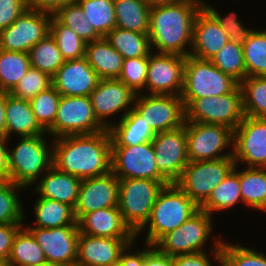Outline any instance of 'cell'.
I'll use <instances>...</instances> for the list:
<instances>
[{"mask_svg": "<svg viewBox=\"0 0 266 266\" xmlns=\"http://www.w3.org/2000/svg\"><path fill=\"white\" fill-rule=\"evenodd\" d=\"M234 166L233 157L189 161L175 183L200 207Z\"/></svg>", "mask_w": 266, "mask_h": 266, "instance_id": "cell-7", "label": "cell"}, {"mask_svg": "<svg viewBox=\"0 0 266 266\" xmlns=\"http://www.w3.org/2000/svg\"><path fill=\"white\" fill-rule=\"evenodd\" d=\"M61 24L73 30L86 43L98 40L101 36L90 25L77 2L68 3L53 15Z\"/></svg>", "mask_w": 266, "mask_h": 266, "instance_id": "cell-42", "label": "cell"}, {"mask_svg": "<svg viewBox=\"0 0 266 266\" xmlns=\"http://www.w3.org/2000/svg\"><path fill=\"white\" fill-rule=\"evenodd\" d=\"M50 86H52V77L50 75L30 67L9 94L13 97L30 101Z\"/></svg>", "mask_w": 266, "mask_h": 266, "instance_id": "cell-45", "label": "cell"}, {"mask_svg": "<svg viewBox=\"0 0 266 266\" xmlns=\"http://www.w3.org/2000/svg\"><path fill=\"white\" fill-rule=\"evenodd\" d=\"M136 94L118 79H99L90 99L97 120L106 128L109 122L105 119L112 114L124 111L125 116L133 107ZM106 121V122H105Z\"/></svg>", "mask_w": 266, "mask_h": 266, "instance_id": "cell-20", "label": "cell"}, {"mask_svg": "<svg viewBox=\"0 0 266 266\" xmlns=\"http://www.w3.org/2000/svg\"><path fill=\"white\" fill-rule=\"evenodd\" d=\"M34 190L39 197L66 203L75 208L81 179L76 176L58 170L52 166L47 170Z\"/></svg>", "mask_w": 266, "mask_h": 266, "instance_id": "cell-25", "label": "cell"}, {"mask_svg": "<svg viewBox=\"0 0 266 266\" xmlns=\"http://www.w3.org/2000/svg\"><path fill=\"white\" fill-rule=\"evenodd\" d=\"M85 58L99 79L119 78L124 59L105 37L86 44Z\"/></svg>", "mask_w": 266, "mask_h": 266, "instance_id": "cell-27", "label": "cell"}, {"mask_svg": "<svg viewBox=\"0 0 266 266\" xmlns=\"http://www.w3.org/2000/svg\"><path fill=\"white\" fill-rule=\"evenodd\" d=\"M182 1H187V0H144V2L149 7L166 5V4H175V3L182 2Z\"/></svg>", "mask_w": 266, "mask_h": 266, "instance_id": "cell-59", "label": "cell"}, {"mask_svg": "<svg viewBox=\"0 0 266 266\" xmlns=\"http://www.w3.org/2000/svg\"><path fill=\"white\" fill-rule=\"evenodd\" d=\"M27 8L25 0H0V31L9 27Z\"/></svg>", "mask_w": 266, "mask_h": 266, "instance_id": "cell-49", "label": "cell"}, {"mask_svg": "<svg viewBox=\"0 0 266 266\" xmlns=\"http://www.w3.org/2000/svg\"><path fill=\"white\" fill-rule=\"evenodd\" d=\"M53 166L79 179L111 172V137L108 129L88 135H68L54 139Z\"/></svg>", "mask_w": 266, "mask_h": 266, "instance_id": "cell-1", "label": "cell"}, {"mask_svg": "<svg viewBox=\"0 0 266 266\" xmlns=\"http://www.w3.org/2000/svg\"><path fill=\"white\" fill-rule=\"evenodd\" d=\"M152 146L159 172L170 183H175L189 162L184 125L174 130L156 133Z\"/></svg>", "mask_w": 266, "mask_h": 266, "instance_id": "cell-17", "label": "cell"}, {"mask_svg": "<svg viewBox=\"0 0 266 266\" xmlns=\"http://www.w3.org/2000/svg\"><path fill=\"white\" fill-rule=\"evenodd\" d=\"M239 83L215 67L210 60L188 55L184 66L181 99L186 108L194 99L231 93Z\"/></svg>", "mask_w": 266, "mask_h": 266, "instance_id": "cell-6", "label": "cell"}, {"mask_svg": "<svg viewBox=\"0 0 266 266\" xmlns=\"http://www.w3.org/2000/svg\"><path fill=\"white\" fill-rule=\"evenodd\" d=\"M121 252H99V266H116Z\"/></svg>", "mask_w": 266, "mask_h": 266, "instance_id": "cell-56", "label": "cell"}, {"mask_svg": "<svg viewBox=\"0 0 266 266\" xmlns=\"http://www.w3.org/2000/svg\"><path fill=\"white\" fill-rule=\"evenodd\" d=\"M72 2H76V0H32L28 7L54 15L59 9Z\"/></svg>", "mask_w": 266, "mask_h": 266, "instance_id": "cell-53", "label": "cell"}, {"mask_svg": "<svg viewBox=\"0 0 266 266\" xmlns=\"http://www.w3.org/2000/svg\"><path fill=\"white\" fill-rule=\"evenodd\" d=\"M237 165L228 173L225 179L210 193L208 199L199 207L212 215L215 211H221L237 205L242 201L240 191V171Z\"/></svg>", "mask_w": 266, "mask_h": 266, "instance_id": "cell-30", "label": "cell"}, {"mask_svg": "<svg viewBox=\"0 0 266 266\" xmlns=\"http://www.w3.org/2000/svg\"><path fill=\"white\" fill-rule=\"evenodd\" d=\"M212 215L199 209L179 228L163 235L153 246L162 254L176 256L204 252L212 232Z\"/></svg>", "mask_w": 266, "mask_h": 266, "instance_id": "cell-10", "label": "cell"}, {"mask_svg": "<svg viewBox=\"0 0 266 266\" xmlns=\"http://www.w3.org/2000/svg\"><path fill=\"white\" fill-rule=\"evenodd\" d=\"M52 15L28 7L6 29L0 31V49L26 52L50 33Z\"/></svg>", "mask_w": 266, "mask_h": 266, "instance_id": "cell-13", "label": "cell"}, {"mask_svg": "<svg viewBox=\"0 0 266 266\" xmlns=\"http://www.w3.org/2000/svg\"><path fill=\"white\" fill-rule=\"evenodd\" d=\"M90 25L105 37L116 27L114 0H76Z\"/></svg>", "mask_w": 266, "mask_h": 266, "instance_id": "cell-37", "label": "cell"}, {"mask_svg": "<svg viewBox=\"0 0 266 266\" xmlns=\"http://www.w3.org/2000/svg\"><path fill=\"white\" fill-rule=\"evenodd\" d=\"M106 130L97 120L90 96H61L54 124L46 131L54 138L88 135Z\"/></svg>", "mask_w": 266, "mask_h": 266, "instance_id": "cell-9", "label": "cell"}, {"mask_svg": "<svg viewBox=\"0 0 266 266\" xmlns=\"http://www.w3.org/2000/svg\"><path fill=\"white\" fill-rule=\"evenodd\" d=\"M5 103H6V92L0 90V137H5Z\"/></svg>", "mask_w": 266, "mask_h": 266, "instance_id": "cell-57", "label": "cell"}, {"mask_svg": "<svg viewBox=\"0 0 266 266\" xmlns=\"http://www.w3.org/2000/svg\"><path fill=\"white\" fill-rule=\"evenodd\" d=\"M30 67L28 53L0 49V90L9 93Z\"/></svg>", "mask_w": 266, "mask_h": 266, "instance_id": "cell-36", "label": "cell"}, {"mask_svg": "<svg viewBox=\"0 0 266 266\" xmlns=\"http://www.w3.org/2000/svg\"><path fill=\"white\" fill-rule=\"evenodd\" d=\"M208 254L198 252L172 256L173 266H212Z\"/></svg>", "mask_w": 266, "mask_h": 266, "instance_id": "cell-51", "label": "cell"}, {"mask_svg": "<svg viewBox=\"0 0 266 266\" xmlns=\"http://www.w3.org/2000/svg\"><path fill=\"white\" fill-rule=\"evenodd\" d=\"M105 38L123 59L149 57L153 52L148 34L115 27Z\"/></svg>", "mask_w": 266, "mask_h": 266, "instance_id": "cell-32", "label": "cell"}, {"mask_svg": "<svg viewBox=\"0 0 266 266\" xmlns=\"http://www.w3.org/2000/svg\"><path fill=\"white\" fill-rule=\"evenodd\" d=\"M46 262L43 249L23 226L17 233L7 263L9 266H36Z\"/></svg>", "mask_w": 266, "mask_h": 266, "instance_id": "cell-33", "label": "cell"}, {"mask_svg": "<svg viewBox=\"0 0 266 266\" xmlns=\"http://www.w3.org/2000/svg\"><path fill=\"white\" fill-rule=\"evenodd\" d=\"M187 156L189 161L217 160L233 157V151L221 153L233 145V130L220 124L185 121Z\"/></svg>", "mask_w": 266, "mask_h": 266, "instance_id": "cell-11", "label": "cell"}, {"mask_svg": "<svg viewBox=\"0 0 266 266\" xmlns=\"http://www.w3.org/2000/svg\"><path fill=\"white\" fill-rule=\"evenodd\" d=\"M229 40L217 19L203 7L194 21L190 55L210 60Z\"/></svg>", "mask_w": 266, "mask_h": 266, "instance_id": "cell-22", "label": "cell"}, {"mask_svg": "<svg viewBox=\"0 0 266 266\" xmlns=\"http://www.w3.org/2000/svg\"><path fill=\"white\" fill-rule=\"evenodd\" d=\"M244 118L239 85L231 92L194 99L185 108V121L228 126L233 131Z\"/></svg>", "mask_w": 266, "mask_h": 266, "instance_id": "cell-8", "label": "cell"}, {"mask_svg": "<svg viewBox=\"0 0 266 266\" xmlns=\"http://www.w3.org/2000/svg\"><path fill=\"white\" fill-rule=\"evenodd\" d=\"M137 94L133 109L155 133L177 129L185 123V107L181 96Z\"/></svg>", "mask_w": 266, "mask_h": 266, "instance_id": "cell-12", "label": "cell"}, {"mask_svg": "<svg viewBox=\"0 0 266 266\" xmlns=\"http://www.w3.org/2000/svg\"><path fill=\"white\" fill-rule=\"evenodd\" d=\"M186 57L172 53H150L146 74L147 94L180 96Z\"/></svg>", "mask_w": 266, "mask_h": 266, "instance_id": "cell-15", "label": "cell"}, {"mask_svg": "<svg viewBox=\"0 0 266 266\" xmlns=\"http://www.w3.org/2000/svg\"><path fill=\"white\" fill-rule=\"evenodd\" d=\"M28 4L32 1V0H25Z\"/></svg>", "mask_w": 266, "mask_h": 266, "instance_id": "cell-62", "label": "cell"}, {"mask_svg": "<svg viewBox=\"0 0 266 266\" xmlns=\"http://www.w3.org/2000/svg\"><path fill=\"white\" fill-rule=\"evenodd\" d=\"M233 158L235 164L266 168V118L244 116L233 131Z\"/></svg>", "mask_w": 266, "mask_h": 266, "instance_id": "cell-16", "label": "cell"}, {"mask_svg": "<svg viewBox=\"0 0 266 266\" xmlns=\"http://www.w3.org/2000/svg\"><path fill=\"white\" fill-rule=\"evenodd\" d=\"M221 260L227 266H266L264 252L222 241Z\"/></svg>", "mask_w": 266, "mask_h": 266, "instance_id": "cell-46", "label": "cell"}, {"mask_svg": "<svg viewBox=\"0 0 266 266\" xmlns=\"http://www.w3.org/2000/svg\"><path fill=\"white\" fill-rule=\"evenodd\" d=\"M244 63L247 77L266 76V31L252 32L243 45Z\"/></svg>", "mask_w": 266, "mask_h": 266, "instance_id": "cell-41", "label": "cell"}, {"mask_svg": "<svg viewBox=\"0 0 266 266\" xmlns=\"http://www.w3.org/2000/svg\"><path fill=\"white\" fill-rule=\"evenodd\" d=\"M239 87L244 116L266 118V76L246 77Z\"/></svg>", "mask_w": 266, "mask_h": 266, "instance_id": "cell-35", "label": "cell"}, {"mask_svg": "<svg viewBox=\"0 0 266 266\" xmlns=\"http://www.w3.org/2000/svg\"><path fill=\"white\" fill-rule=\"evenodd\" d=\"M210 61L223 73L231 76L238 83L247 77L244 63L243 46L228 41Z\"/></svg>", "mask_w": 266, "mask_h": 266, "instance_id": "cell-39", "label": "cell"}, {"mask_svg": "<svg viewBox=\"0 0 266 266\" xmlns=\"http://www.w3.org/2000/svg\"><path fill=\"white\" fill-rule=\"evenodd\" d=\"M5 122L6 139H9L14 132L20 137L47 134L37 122L30 101L13 97L8 92H6Z\"/></svg>", "mask_w": 266, "mask_h": 266, "instance_id": "cell-24", "label": "cell"}, {"mask_svg": "<svg viewBox=\"0 0 266 266\" xmlns=\"http://www.w3.org/2000/svg\"><path fill=\"white\" fill-rule=\"evenodd\" d=\"M111 171L118 179L167 180L157 168L152 141L139 145L111 146Z\"/></svg>", "mask_w": 266, "mask_h": 266, "instance_id": "cell-14", "label": "cell"}, {"mask_svg": "<svg viewBox=\"0 0 266 266\" xmlns=\"http://www.w3.org/2000/svg\"><path fill=\"white\" fill-rule=\"evenodd\" d=\"M35 203L34 213L37 228L78 225L74 209L68 204L43 197H39Z\"/></svg>", "mask_w": 266, "mask_h": 266, "instance_id": "cell-31", "label": "cell"}, {"mask_svg": "<svg viewBox=\"0 0 266 266\" xmlns=\"http://www.w3.org/2000/svg\"><path fill=\"white\" fill-rule=\"evenodd\" d=\"M28 56L31 67L39 69L51 77L65 61L50 33L28 51Z\"/></svg>", "mask_w": 266, "mask_h": 266, "instance_id": "cell-38", "label": "cell"}, {"mask_svg": "<svg viewBox=\"0 0 266 266\" xmlns=\"http://www.w3.org/2000/svg\"><path fill=\"white\" fill-rule=\"evenodd\" d=\"M24 224H0V261H8L16 233Z\"/></svg>", "mask_w": 266, "mask_h": 266, "instance_id": "cell-50", "label": "cell"}, {"mask_svg": "<svg viewBox=\"0 0 266 266\" xmlns=\"http://www.w3.org/2000/svg\"><path fill=\"white\" fill-rule=\"evenodd\" d=\"M79 232L95 237L136 238L124 222L118 207L98 209L85 214L78 222Z\"/></svg>", "mask_w": 266, "mask_h": 266, "instance_id": "cell-23", "label": "cell"}, {"mask_svg": "<svg viewBox=\"0 0 266 266\" xmlns=\"http://www.w3.org/2000/svg\"><path fill=\"white\" fill-rule=\"evenodd\" d=\"M204 7L217 19L221 28L229 36L230 41H233L237 45L243 46L254 31V29L251 30L243 27L242 23L237 19V14L234 11L228 16L222 17L218 14L217 10L208 6L205 2Z\"/></svg>", "mask_w": 266, "mask_h": 266, "instance_id": "cell-48", "label": "cell"}, {"mask_svg": "<svg viewBox=\"0 0 266 266\" xmlns=\"http://www.w3.org/2000/svg\"><path fill=\"white\" fill-rule=\"evenodd\" d=\"M0 266H9V264L6 263V262H1V261H0Z\"/></svg>", "mask_w": 266, "mask_h": 266, "instance_id": "cell-61", "label": "cell"}, {"mask_svg": "<svg viewBox=\"0 0 266 266\" xmlns=\"http://www.w3.org/2000/svg\"><path fill=\"white\" fill-rule=\"evenodd\" d=\"M119 179L108 174L81 181L74 216L78 222L85 214L98 209L118 207Z\"/></svg>", "mask_w": 266, "mask_h": 266, "instance_id": "cell-19", "label": "cell"}, {"mask_svg": "<svg viewBox=\"0 0 266 266\" xmlns=\"http://www.w3.org/2000/svg\"><path fill=\"white\" fill-rule=\"evenodd\" d=\"M148 249H144L143 266H173L172 257L159 252L154 246L146 244Z\"/></svg>", "mask_w": 266, "mask_h": 266, "instance_id": "cell-52", "label": "cell"}, {"mask_svg": "<svg viewBox=\"0 0 266 266\" xmlns=\"http://www.w3.org/2000/svg\"><path fill=\"white\" fill-rule=\"evenodd\" d=\"M147 71L148 57L124 59L118 80L137 95L145 88Z\"/></svg>", "mask_w": 266, "mask_h": 266, "instance_id": "cell-47", "label": "cell"}, {"mask_svg": "<svg viewBox=\"0 0 266 266\" xmlns=\"http://www.w3.org/2000/svg\"><path fill=\"white\" fill-rule=\"evenodd\" d=\"M50 35L55 39L65 61L85 57L87 43L53 15L50 20Z\"/></svg>", "mask_w": 266, "mask_h": 266, "instance_id": "cell-40", "label": "cell"}, {"mask_svg": "<svg viewBox=\"0 0 266 266\" xmlns=\"http://www.w3.org/2000/svg\"><path fill=\"white\" fill-rule=\"evenodd\" d=\"M198 210L199 206L176 183L167 184L159 192L150 218L136 236L149 226L145 244L153 246L163 235L179 228Z\"/></svg>", "mask_w": 266, "mask_h": 266, "instance_id": "cell-3", "label": "cell"}, {"mask_svg": "<svg viewBox=\"0 0 266 266\" xmlns=\"http://www.w3.org/2000/svg\"><path fill=\"white\" fill-rule=\"evenodd\" d=\"M60 99V93L50 86L30 100L35 118L45 131L54 124Z\"/></svg>", "mask_w": 266, "mask_h": 266, "instance_id": "cell-44", "label": "cell"}, {"mask_svg": "<svg viewBox=\"0 0 266 266\" xmlns=\"http://www.w3.org/2000/svg\"><path fill=\"white\" fill-rule=\"evenodd\" d=\"M203 7V0L150 7L148 36L151 49H157L158 53L190 55L194 21ZM187 45L189 51H186Z\"/></svg>", "mask_w": 266, "mask_h": 266, "instance_id": "cell-2", "label": "cell"}, {"mask_svg": "<svg viewBox=\"0 0 266 266\" xmlns=\"http://www.w3.org/2000/svg\"><path fill=\"white\" fill-rule=\"evenodd\" d=\"M116 27L149 34L150 7L144 0H114Z\"/></svg>", "mask_w": 266, "mask_h": 266, "instance_id": "cell-29", "label": "cell"}, {"mask_svg": "<svg viewBox=\"0 0 266 266\" xmlns=\"http://www.w3.org/2000/svg\"><path fill=\"white\" fill-rule=\"evenodd\" d=\"M36 266H62V265L46 261V262L42 263L41 265H36Z\"/></svg>", "mask_w": 266, "mask_h": 266, "instance_id": "cell-60", "label": "cell"}, {"mask_svg": "<svg viewBox=\"0 0 266 266\" xmlns=\"http://www.w3.org/2000/svg\"><path fill=\"white\" fill-rule=\"evenodd\" d=\"M130 243L126 248L121 252L119 257V262L116 266H143L144 264V250L136 251L131 254H127L129 248L132 247Z\"/></svg>", "mask_w": 266, "mask_h": 266, "instance_id": "cell-54", "label": "cell"}, {"mask_svg": "<svg viewBox=\"0 0 266 266\" xmlns=\"http://www.w3.org/2000/svg\"><path fill=\"white\" fill-rule=\"evenodd\" d=\"M168 180L119 179L118 208L124 222L136 234L148 221L152 207Z\"/></svg>", "mask_w": 266, "mask_h": 266, "instance_id": "cell-5", "label": "cell"}, {"mask_svg": "<svg viewBox=\"0 0 266 266\" xmlns=\"http://www.w3.org/2000/svg\"><path fill=\"white\" fill-rule=\"evenodd\" d=\"M21 188L12 181L0 182V224H23L25 214L17 193Z\"/></svg>", "mask_w": 266, "mask_h": 266, "instance_id": "cell-43", "label": "cell"}, {"mask_svg": "<svg viewBox=\"0 0 266 266\" xmlns=\"http://www.w3.org/2000/svg\"><path fill=\"white\" fill-rule=\"evenodd\" d=\"M221 244L222 241L219 239L216 240L214 249L211 254H213L214 258L216 259L215 261H218L217 263L219 266H227L222 260H221Z\"/></svg>", "mask_w": 266, "mask_h": 266, "instance_id": "cell-58", "label": "cell"}, {"mask_svg": "<svg viewBox=\"0 0 266 266\" xmlns=\"http://www.w3.org/2000/svg\"><path fill=\"white\" fill-rule=\"evenodd\" d=\"M98 81L85 57L64 61L52 76V86L61 96H90Z\"/></svg>", "mask_w": 266, "mask_h": 266, "instance_id": "cell-21", "label": "cell"}, {"mask_svg": "<svg viewBox=\"0 0 266 266\" xmlns=\"http://www.w3.org/2000/svg\"><path fill=\"white\" fill-rule=\"evenodd\" d=\"M20 139L16 147L8 149L9 181L26 188L53 166V149L43 135Z\"/></svg>", "mask_w": 266, "mask_h": 266, "instance_id": "cell-4", "label": "cell"}, {"mask_svg": "<svg viewBox=\"0 0 266 266\" xmlns=\"http://www.w3.org/2000/svg\"><path fill=\"white\" fill-rule=\"evenodd\" d=\"M118 123H109L111 146L139 145L153 140L156 133L132 108Z\"/></svg>", "mask_w": 266, "mask_h": 266, "instance_id": "cell-26", "label": "cell"}, {"mask_svg": "<svg viewBox=\"0 0 266 266\" xmlns=\"http://www.w3.org/2000/svg\"><path fill=\"white\" fill-rule=\"evenodd\" d=\"M7 141L5 137H0V182L9 181Z\"/></svg>", "mask_w": 266, "mask_h": 266, "instance_id": "cell-55", "label": "cell"}, {"mask_svg": "<svg viewBox=\"0 0 266 266\" xmlns=\"http://www.w3.org/2000/svg\"><path fill=\"white\" fill-rule=\"evenodd\" d=\"M242 202L253 209L266 206V168L248 167L240 172Z\"/></svg>", "mask_w": 266, "mask_h": 266, "instance_id": "cell-34", "label": "cell"}, {"mask_svg": "<svg viewBox=\"0 0 266 266\" xmlns=\"http://www.w3.org/2000/svg\"><path fill=\"white\" fill-rule=\"evenodd\" d=\"M136 238L95 237L79 232L76 266H99V252H122Z\"/></svg>", "mask_w": 266, "mask_h": 266, "instance_id": "cell-28", "label": "cell"}, {"mask_svg": "<svg viewBox=\"0 0 266 266\" xmlns=\"http://www.w3.org/2000/svg\"><path fill=\"white\" fill-rule=\"evenodd\" d=\"M24 227L43 249L46 261L62 266H76L78 225L55 228Z\"/></svg>", "mask_w": 266, "mask_h": 266, "instance_id": "cell-18", "label": "cell"}]
</instances>
